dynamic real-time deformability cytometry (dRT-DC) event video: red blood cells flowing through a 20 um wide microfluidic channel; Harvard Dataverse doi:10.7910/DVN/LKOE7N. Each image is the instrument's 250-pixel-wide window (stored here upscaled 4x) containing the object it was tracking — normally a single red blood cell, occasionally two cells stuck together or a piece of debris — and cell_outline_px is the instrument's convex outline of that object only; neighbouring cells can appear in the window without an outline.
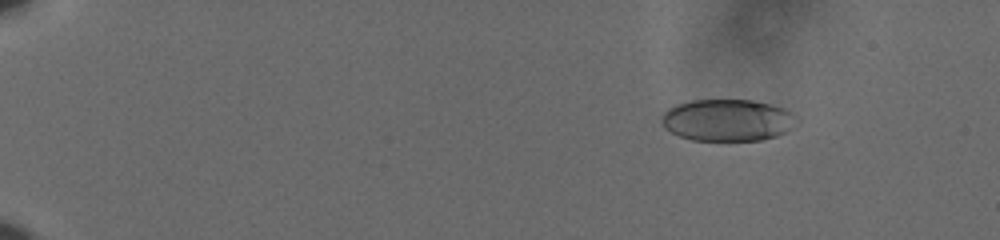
{"species": "human", "species_latin": "Homo sapiens", "temperature_condition": "cold", "stored_images_in_passage": 61, "camera_frame_rate_fps": 3000, "um_per_image_px": 0.085, "donor": {"sex": "male"}, "frame": {"image": 1, "passage_image": 10, "time_ms": 3.0, "image_size_px": [1000, 240], "cell_outline_px": [[800, 124], [776, 136], [760, 140], [692, 140], [680, 136], [664, 128], [660, 124], [660, 116], [668, 108], [676, 104], [692, 100], [752, 100], [772, 104], [784, 108], [792, 112], [800, 120]], "centroid_in_image_um": [61.85, 10.2], "position_along_channel_um": 23.1, "area_um2": 33.41}}
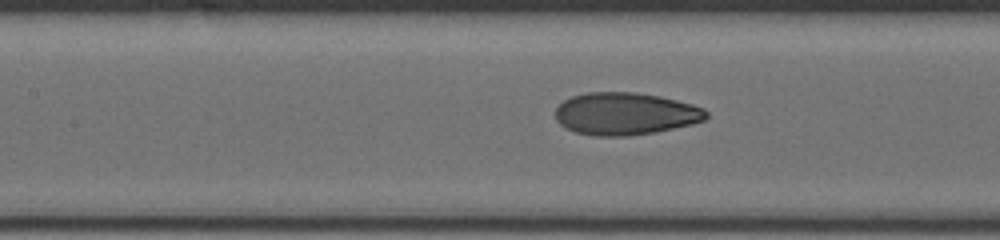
{"frame": {"image": 2, "passage_image": 32, "time_ms": 10.333, "image_size_px": [1000, 240], "cell_outline_px": [[708, 116], [704, 120], [692, 124], [656, 132], [628, 136], [592, 136], [576, 132], [564, 128], [556, 120], [556, 108], [564, 100], [572, 96], [584, 92], [636, 92], [660, 96], [692, 104], [704, 108], [708, 112]], "centroid_in_image_um": [53.14, 9.67], "position_along_channel_um": 154.3, "area_um2": 37.51}}
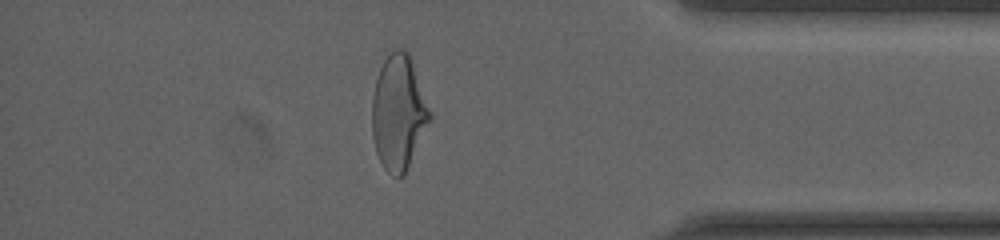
{"frame": {"image": 3, "passage_image": 54, "time_ms": 17.667, "image_size_px": [1000, 240], "cell_outline_px": [[432, 120], [404, 172], [400, 176], [392, 176], [384, 168], [376, 152], [372, 136], [372, 96], [376, 80], [380, 68], [384, 60], [396, 48], [400, 48], [408, 52], [432, 112]], "centroid_in_image_um": [33.88, 9.56], "position_along_channel_um": 401.3, "area_um2": 38.38}, "authors_computed_cell_mechanics": {"area_um2": 36.125, "velocity_mm_per_s": 3.6397, "shape_relaxation_time_tau1_ms": 3.9606, "shape_relaxation_time_tau2_ms": 1.1212, "deformation_change_tau1": 0.169, "deformation_change_tau2": 0.0689}}